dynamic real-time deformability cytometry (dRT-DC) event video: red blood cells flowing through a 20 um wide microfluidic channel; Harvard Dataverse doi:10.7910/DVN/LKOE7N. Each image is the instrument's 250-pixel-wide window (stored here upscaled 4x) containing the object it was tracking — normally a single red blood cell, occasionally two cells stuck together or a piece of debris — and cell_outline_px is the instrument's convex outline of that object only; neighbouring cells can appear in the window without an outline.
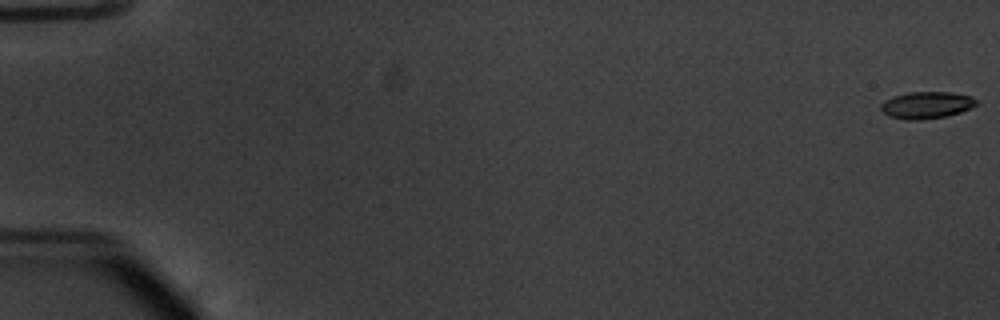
{"species": "common noctule bat (a hibernating species)", "species_latin": "Nyctalus noctula", "temperature_condition": "warm", "stored_images_in_passage": 52, "camera_frame_rate_fps": 3000, "um_per_image_px": 0.085, "animal": {"sex": "male", "body_mass_g": 20.1, "forearm_length_mm": 53.5}, "frame": {"image": 1, "passage_image": 1, "time_ms": 0.0, "image_size_px": [1000, 320], "cell_outline_px": [[980, 104], [972, 108], [960, 112], [944, 116], [920, 120], [904, 120], [888, 116], [880, 108], [880, 104], [884, 100], [892, 96], [908, 92], [952, 92], [972, 96]], "centroid_in_image_um": [78.76, 8.92], "position_along_channel_um": 6.2, "area_um2": 15.2}}
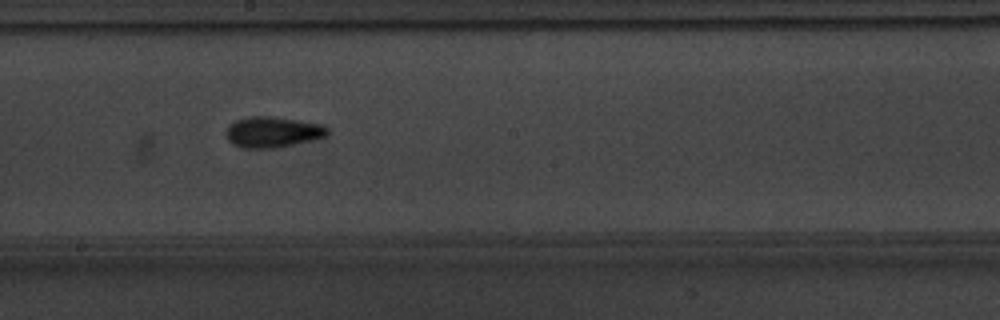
{"frame": {"image": 2, "passage_image": 32, "time_ms": 10.333, "image_size_px": [1000, 320], "cell_outline_px": [[328, 132], [324, 136], [280, 148], [240, 148], [232, 144], [228, 140], [224, 132], [228, 124], [236, 120], [248, 116], [268, 116], [324, 124], [328, 128]], "centroid_in_image_um": [23.1, 11.23], "position_along_channel_um": 225.1, "area_um2": 18.32}}
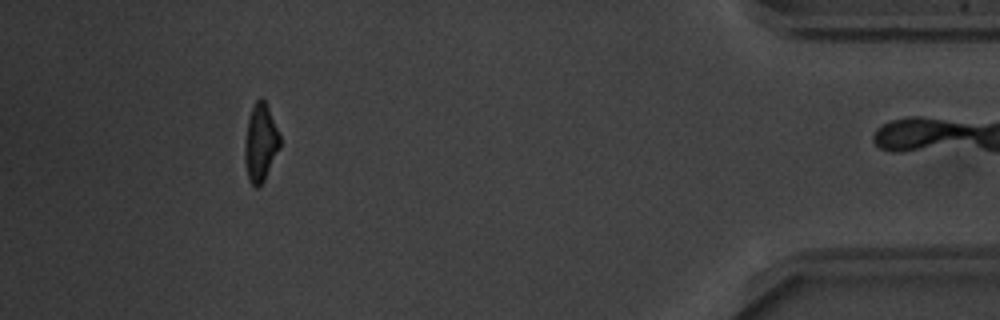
{"frame": {"image": 3, "passage_image": 51, "time_ms": 16.667, "image_size_px": [1000, 320], "cell_outline_px": [[280, 148], [264, 180], [256, 188], [252, 184], [248, 176], [244, 160], [244, 144], [248, 120], [252, 108], [256, 100], [260, 96], [264, 100], [268, 108], [280, 136]], "centroid_in_image_um": [22.14, 12.13], "position_along_channel_um": 413.1, "area_um2": 15.66}}